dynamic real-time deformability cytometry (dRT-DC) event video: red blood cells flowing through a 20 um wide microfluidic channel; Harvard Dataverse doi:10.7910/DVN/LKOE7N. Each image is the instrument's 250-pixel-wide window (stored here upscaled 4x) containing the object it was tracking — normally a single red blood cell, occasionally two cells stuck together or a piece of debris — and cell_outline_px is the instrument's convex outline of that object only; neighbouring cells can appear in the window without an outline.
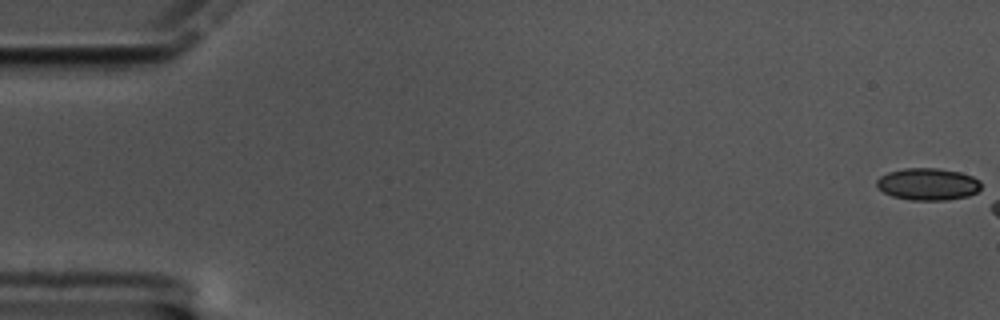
{"species": "common noctule bat (a hibernating species)", "species_latin": "Nyctalus noctula", "temperature_condition": "cold", "stored_images_in_passage": 7, "camera_frame_rate_fps": 3000, "um_per_image_px": 0.085, "animal": {"sex": "male", "body_mass_g": 17.5, "forearm_length_mm": 52.3}, "frame": {"image": 1, "passage_image": 1, "time_ms": 0.0, "image_size_px": [1000, 320], "cell_outline_px": [[980, 188], [976, 192], [968, 196], [948, 200], [912, 200], [892, 196], [876, 188], [876, 180], [880, 176], [888, 172], [904, 168], [936, 168], [960, 172], [972, 176], [980, 180]], "centroid_in_image_um": [78.85, 15.65], "position_along_channel_um": 6.2, "area_um2": 19.59}}